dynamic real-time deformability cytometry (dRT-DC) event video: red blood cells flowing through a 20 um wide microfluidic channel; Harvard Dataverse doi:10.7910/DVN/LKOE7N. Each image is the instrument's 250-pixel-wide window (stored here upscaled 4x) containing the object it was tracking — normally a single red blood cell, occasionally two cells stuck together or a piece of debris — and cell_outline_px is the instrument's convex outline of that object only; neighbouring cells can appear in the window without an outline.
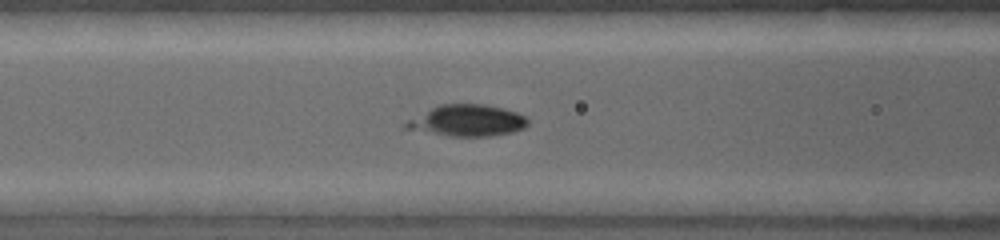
{"species": "common noctule bat (a hibernating species)", "species_latin": "Nyctalus noctula", "temperature_condition": "warm", "stored_images_in_passage": 27, "camera_frame_rate_fps": 5000, "um_per_image_px": 0.085, "animal": {"sex": "female", "body_mass_g": 19.0, "forearm_length_mm": 53.3}, "frame": {"image": 1, "passage_image": 12, "time_ms": 3.2, "image_size_px": [1000, 240], "cell_outline_px": [[528, 124], [524, 128], [512, 132], [492, 136], [448, 136], [400, 128], [408, 120], [432, 108], [444, 104], [480, 104], [500, 108], [516, 112], [524, 116], [528, 120]], "centroid_in_image_um": [39.69, 10.27], "position_along_channel_um": 126.9, "area_um2": 22.08}}
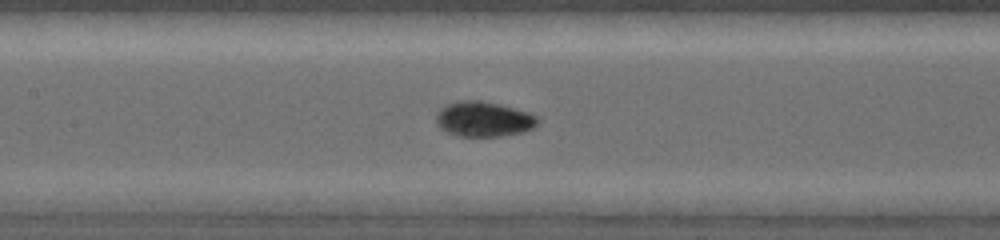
{"frame": {"image": 2, "passage_image": 15, "time_ms": 3.8, "image_size_px": [1000, 240], "cell_outline_px": [[540, 120], [532, 128], [524, 132], [504, 136], [460, 136], [448, 132], [440, 128], [436, 124], [436, 116], [444, 108], [452, 104], [468, 100], [476, 100], [496, 104], [528, 112], [536, 116]], "centroid_in_image_um": [41.16, 10.16], "position_along_channel_um": 166.2, "area_um2": 20.17}}